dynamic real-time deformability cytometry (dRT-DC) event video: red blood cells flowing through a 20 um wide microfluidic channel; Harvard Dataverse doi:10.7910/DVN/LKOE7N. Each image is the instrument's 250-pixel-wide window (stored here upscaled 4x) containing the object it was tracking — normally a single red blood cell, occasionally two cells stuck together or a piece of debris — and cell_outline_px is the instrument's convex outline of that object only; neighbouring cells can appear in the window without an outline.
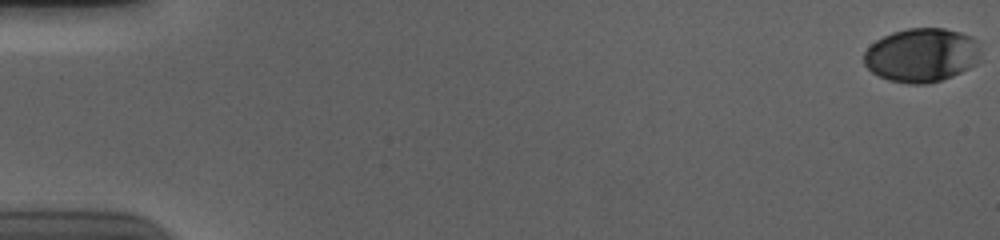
{"species": "human", "species_latin": "Homo sapiens", "temperature_condition": "cold", "stored_images_in_passage": 57, "camera_frame_rate_fps": 3000, "um_per_image_px": 0.085, "donor": {"sex": "male"}, "frame": {"image": 1, "passage_image": 1, "time_ms": 0.0, "image_size_px": [1000, 240], "cell_outline_px": [[980, 56], [976, 64], [952, 76], [940, 80], [924, 84], [908, 84], [888, 80], [872, 72], [864, 64], [864, 52], [876, 40], [892, 32], [908, 28], [944, 28], [960, 32], [972, 36], [980, 40]], "centroid_in_image_um": [78.37, 4.67], "position_along_channel_um": 6.6, "area_um2": 36.88}}
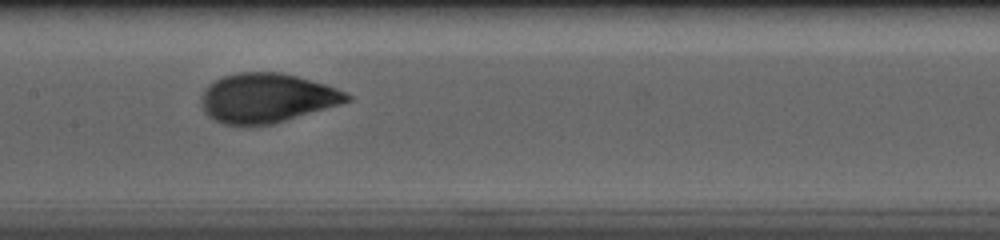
{"frame": {"image": 2, "passage_image": 30, "time_ms": 9.667, "image_size_px": [1000, 240], "cell_outline_px": [[352, 100], [340, 104], [272, 124], [248, 128], [244, 128], [224, 124], [208, 116], [204, 112], [200, 104], [200, 96], [208, 84], [224, 76], [236, 72], [280, 72], [296, 76], [324, 84], [336, 88], [352, 96]], "centroid_in_image_um": [22.61, 8.36], "position_along_channel_um": 184.8, "area_um2": 42.31}}
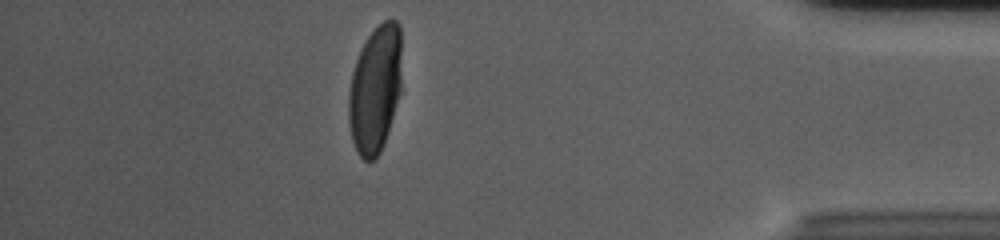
{"frame": {"image": 3, "passage_image": 51, "time_ms": 16.667, "image_size_px": [1000, 240], "cell_outline_px": [[400, 92], [384, 144], [380, 152], [372, 160], [364, 160], [356, 152], [352, 140], [348, 120], [348, 92], [352, 72], [360, 48], [368, 36], [384, 20], [396, 20], [400, 24]], "centroid_in_image_um": [31.86, 7.59], "position_along_channel_um": 403.3, "area_um2": 39.3}, "authors_computed_cell_mechanics": {"area_um2": 41.0958, "velocity_mm_per_s": 3.6886, "shape_relaxation_time_tau1_ms": 3.6632, "shape_relaxation_time_tau2_ms": null, "deformation_change_tau1": 0.1806, "deformation_change_tau2": null}}